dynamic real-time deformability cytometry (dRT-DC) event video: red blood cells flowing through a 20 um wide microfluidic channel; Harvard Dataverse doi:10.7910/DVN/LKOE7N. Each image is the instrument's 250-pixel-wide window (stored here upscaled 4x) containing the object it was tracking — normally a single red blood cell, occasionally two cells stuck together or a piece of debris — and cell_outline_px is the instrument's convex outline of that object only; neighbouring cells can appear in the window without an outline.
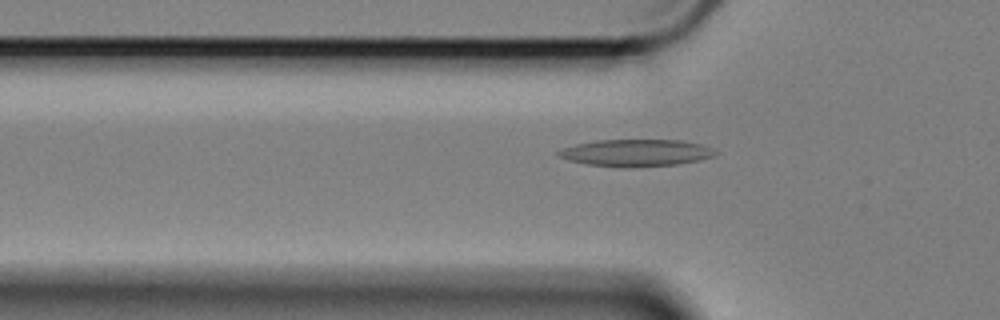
{"species": "Egyptian fruit bat (a non-hibernating species)", "species_latin": "Rousettus aegyptiacus", "temperature_condition": "cold", "stored_images_in_passage": 42, "camera_frame_rate_fps": 3000, "um_per_image_px": 0.085, "animal": {"sex": "female"}, "frame": {"image": 1, "passage_image": 8, "time_ms": 2.333, "image_size_px": [1000, 320], "cell_outline_px": [[720, 152], [716, 156], [676, 164], [632, 168], [588, 164], [568, 160], [556, 156], [556, 152], [564, 148], [576, 144], [596, 140], [684, 140], [700, 144], [712, 148]], "centroid_in_image_um": [54.08, 12.99], "position_along_channel_um": 71.7, "area_um2": 24.74}}
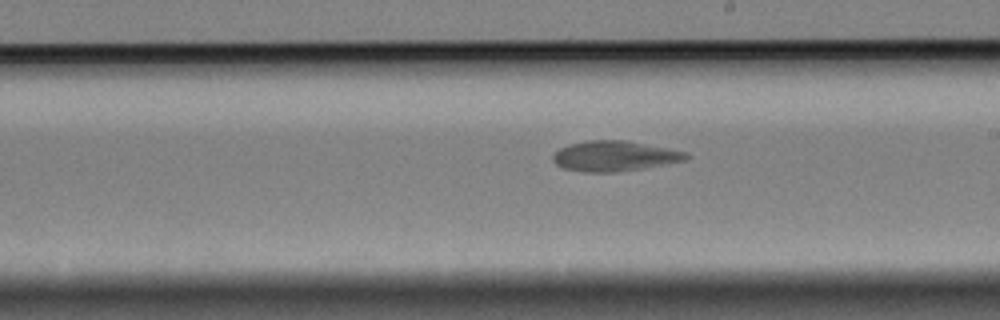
{"frame": {"image": 2, "passage_image": 23, "time_ms": 7.333, "image_size_px": [1000, 320], "cell_outline_px": [[692, 156], [684, 160], [644, 168], [612, 172], [584, 172], [564, 168], [556, 164], [552, 160], [552, 156], [560, 148], [572, 144], [588, 140], [624, 140], [668, 148], [688, 152]], "centroid_in_image_um": [52.25, 13.26], "position_along_channel_um": 236.8, "area_um2": 23.29}}
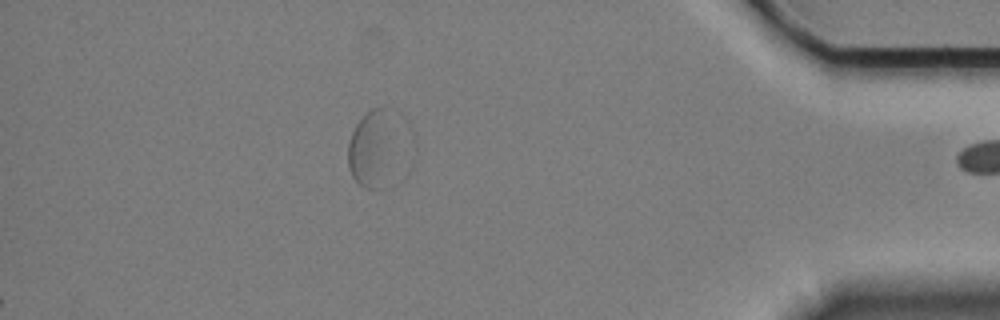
{"frame": {"image": 3, "passage_image": 42, "time_ms": 13.667, "image_size_px": [1000, 320], "cell_outline_px": [[380, 108], [376, 160], [372, 188], [364, 188], [352, 176], [348, 168], [348, 140], [356, 124], [372, 108]], "centroid_in_image_um": [30.96, 12.63], "position_along_channel_um": 404.2, "area_um2": 13.24}}